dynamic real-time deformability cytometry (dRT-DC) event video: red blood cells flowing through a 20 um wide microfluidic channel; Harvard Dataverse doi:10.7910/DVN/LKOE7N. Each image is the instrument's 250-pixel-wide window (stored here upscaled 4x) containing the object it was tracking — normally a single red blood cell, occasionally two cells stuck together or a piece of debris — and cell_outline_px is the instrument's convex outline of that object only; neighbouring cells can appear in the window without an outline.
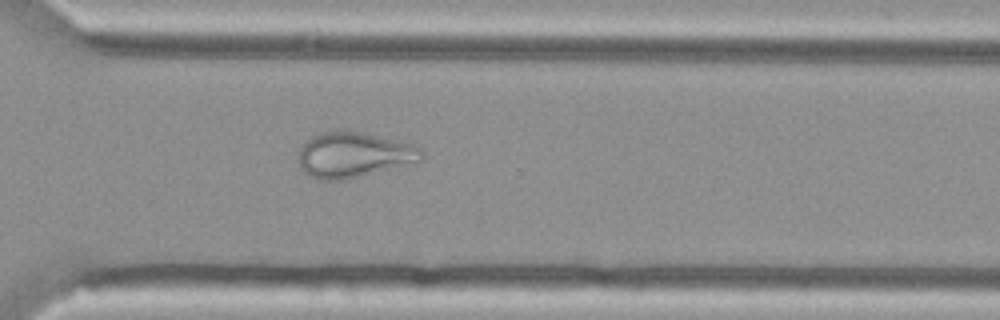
{"species": "Egyptian fruit bat (a non-hibernating species)", "species_latin": "Rousettus aegyptiacus", "temperature_condition": "cold", "stored_images_in_passage": 53, "camera_frame_rate_fps": 3000, "um_per_image_px": 0.085, "animal": {"sex": "female"}, "frame": {"image": 1, "passage_image": 40, "time_ms": 13.0, "image_size_px": [1000, 320], "cell_outline_px": [[424, 156], [420, 160], [340, 180], [316, 180], [308, 176], [300, 168], [300, 148], [304, 140], [320, 132], [360, 132], [416, 144], [424, 152]], "centroid_in_image_um": [30.02, 13.15], "position_along_channel_um": 340.6, "area_um2": 31.85}}
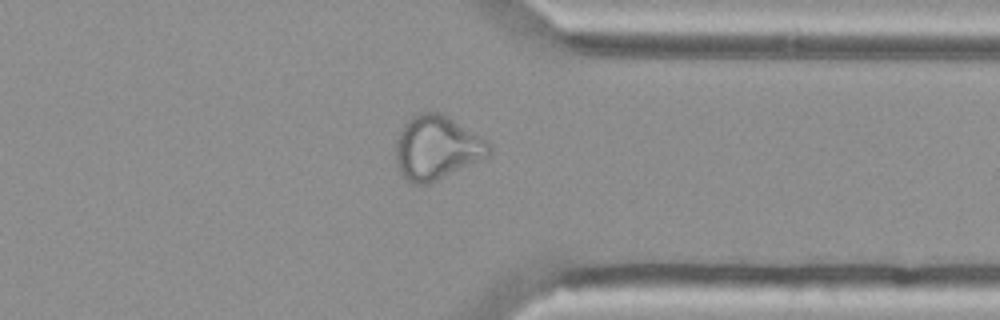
{"frame": {"image": 2, "passage_image": 43, "time_ms": 14.0, "image_size_px": [1000, 320], "cell_outline_px": [[492, 148], [488, 156], [480, 160], [428, 184], [412, 184], [400, 172], [396, 164], [396, 140], [400, 128], [412, 116], [420, 112], [440, 112], [492, 144]], "centroid_in_image_um": [37.09, 12.55], "position_along_channel_um": 374.3, "area_um2": 34.39}}
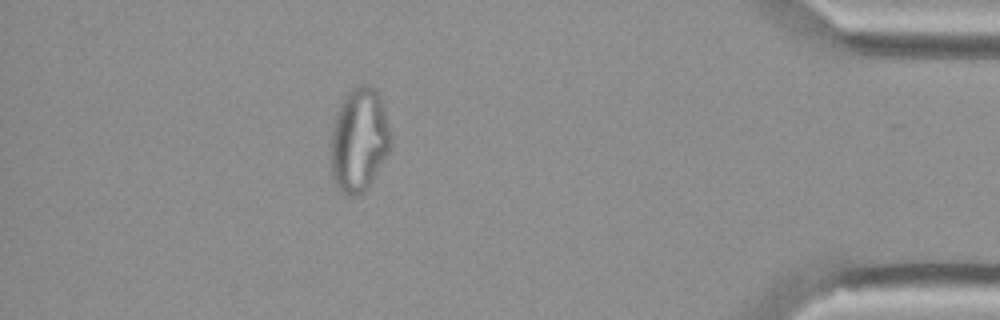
{"frame": {"image": 3, "passage_image": 49, "time_ms": 16.0, "image_size_px": [1000, 320], "cell_outline_px": [[392, 148], [368, 188], [364, 192], [356, 196], [344, 196], [340, 192], [332, 176], [328, 156], [332, 128], [336, 112], [340, 104], [348, 92], [352, 88], [360, 84], [368, 84], [376, 88], [380, 96], [392, 136]], "centroid_in_image_um": [30.51, 11.93], "position_along_channel_um": 404.7, "area_um2": 37.4}}